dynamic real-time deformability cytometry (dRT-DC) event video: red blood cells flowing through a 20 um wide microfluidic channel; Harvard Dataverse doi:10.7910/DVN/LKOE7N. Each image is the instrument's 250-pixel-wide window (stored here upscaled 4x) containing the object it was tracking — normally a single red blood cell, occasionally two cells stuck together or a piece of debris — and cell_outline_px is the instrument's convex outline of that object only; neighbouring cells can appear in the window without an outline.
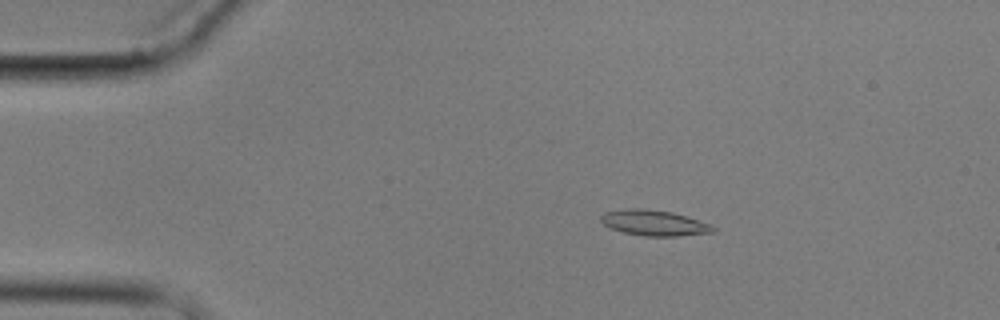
{"species": "common noctule bat (a hibernating species)", "species_latin": "Nyctalus noctula", "temperature_condition": "cold", "stored_images_in_passage": 11, "camera_frame_rate_fps": 3000, "um_per_image_px": 0.085, "animal": {"sex": "male", "body_mass_g": 17.9}, "frame": {"image": 1, "passage_image": 3, "time_ms": 3.333, "image_size_px": [1000, 320], "cell_outline_px": [[716, 232], [676, 236], [644, 236], [624, 232], [612, 228], [604, 224], [600, 220], [600, 216], [604, 212], [628, 208], [644, 208], [672, 212], [708, 224], [716, 228]], "centroid_in_image_um": [55.57, 18.94], "position_along_channel_um": 29.4, "area_um2": 16.53}}
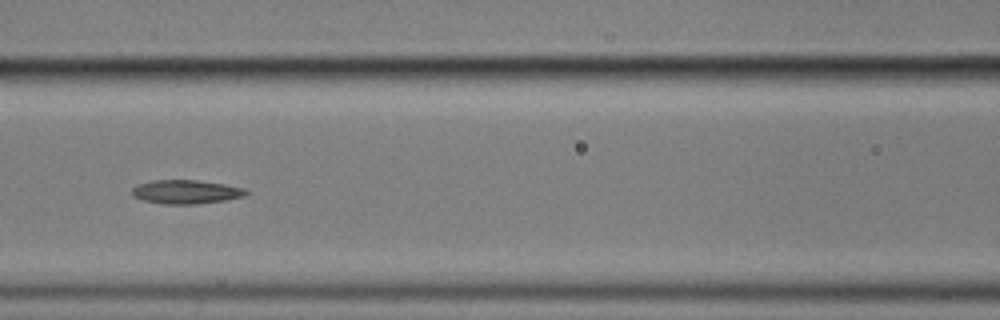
{"frame": {"image": 2, "passage_image": 7, "time_ms": 8.333, "image_size_px": [1000, 320], "cell_outline_px": [[248, 192], [244, 196], [224, 200], [196, 204], [160, 204], [144, 200], [132, 196], [132, 188], [136, 184], [152, 180], [196, 180], [224, 184], [244, 188]], "centroid_in_image_um": [15.76, 16.3], "position_along_channel_um": 150.8, "area_um2": 15.84}}
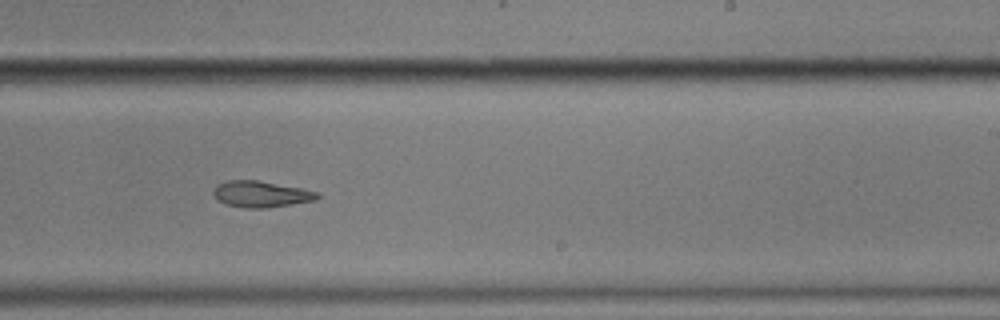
{"frame": {"image": 3, "passage_image": 10, "time_ms": 11.667, "image_size_px": [1000, 320], "cell_outline_px": [[320, 196], [316, 200], [264, 208], [244, 208], [224, 204], [216, 200], [212, 192], [216, 184], [228, 180], [256, 180], [300, 188], [320, 192]], "centroid_in_image_um": [22.14, 16.5], "position_along_channel_um": 266.9, "area_um2": 15.95}}